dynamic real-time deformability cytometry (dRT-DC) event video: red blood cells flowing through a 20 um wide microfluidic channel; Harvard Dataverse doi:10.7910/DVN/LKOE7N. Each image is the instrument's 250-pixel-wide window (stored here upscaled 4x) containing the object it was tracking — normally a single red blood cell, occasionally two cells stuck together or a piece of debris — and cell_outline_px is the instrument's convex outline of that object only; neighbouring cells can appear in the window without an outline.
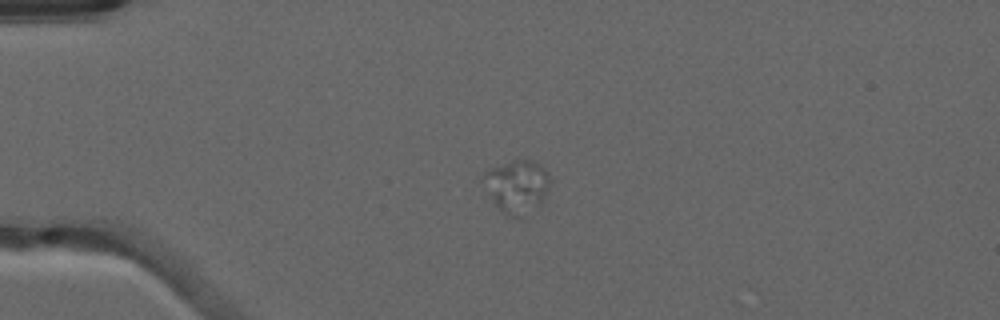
{"species": "common noctule bat (a hibernating species)", "species_latin": "Nyctalus noctula", "temperature_condition": "warm", "stored_images_in_passage": 55, "camera_frame_rate_fps": 3000, "um_per_image_px": 0.085, "animal": {"sex": "male", "forearm_length_mm": 52.5}, "frame": {"image": 1, "passage_image": 16, "time_ms": 5.0, "image_size_px": [1000, 320], "cell_outline_px": [[552, 180], [544, 196], [520, 220], [516, 220], [508, 216], [496, 204], [480, 180], [480, 176], [488, 168], [512, 160], [536, 160], [548, 172]], "centroid_in_image_um": [43.91, 15.8], "position_along_channel_um": 41.1, "area_um2": 20.69}}
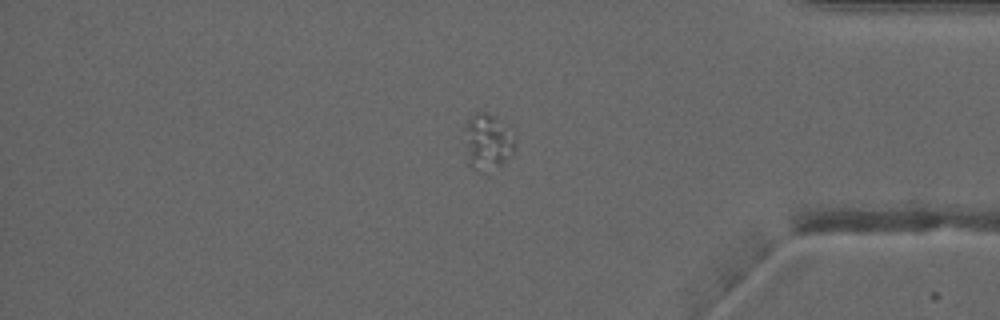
{"frame": {"image": 2, "passage_image": 47, "time_ms": 15.333, "image_size_px": [1000, 320], "cell_outline_px": [[516, 144], [512, 152], [500, 164], [484, 172], [476, 172], [468, 164], [468, 120], [476, 112], [488, 112], [516, 132]], "centroid_in_image_um": [41.53, 12.04], "position_along_channel_um": 393.7, "area_um2": 15.95}}
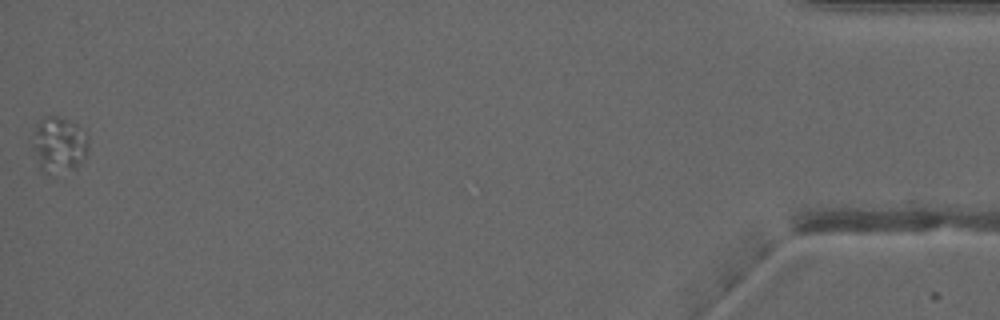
{"frame": {"image": 3, "passage_image": 55, "time_ms": 18.0, "image_size_px": [1000, 320], "cell_outline_px": [[88, 152], [84, 160], [76, 168], [48, 172], [40, 172], [32, 144], [32, 128], [40, 116], [60, 116], [76, 124], [88, 136]], "centroid_in_image_um": [4.97, 12.24], "position_along_channel_um": 430.2, "area_um2": 18.5}}